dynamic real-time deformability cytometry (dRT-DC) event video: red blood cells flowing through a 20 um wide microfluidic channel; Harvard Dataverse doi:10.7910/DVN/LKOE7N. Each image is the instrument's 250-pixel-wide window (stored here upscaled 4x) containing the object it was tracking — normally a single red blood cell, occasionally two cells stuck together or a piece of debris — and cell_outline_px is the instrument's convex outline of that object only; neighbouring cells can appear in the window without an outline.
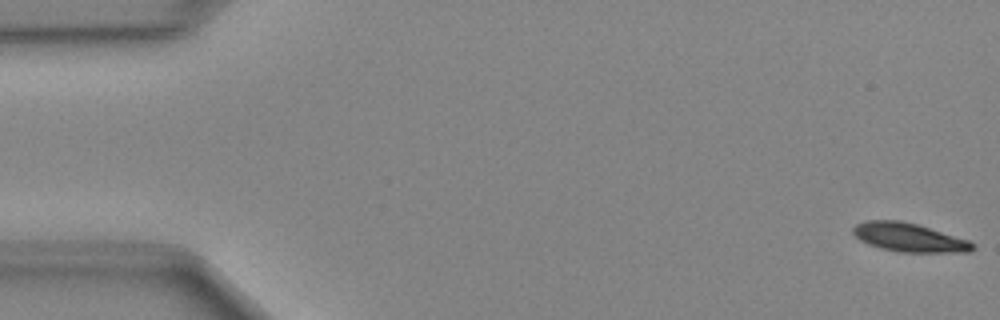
{"species": "Egyptian fruit bat (a non-hibernating species)", "species_latin": "Rousettus aegyptiacus", "temperature_condition": "cold", "stored_images_in_passage": 49, "camera_frame_rate_fps": 3000, "um_per_image_px": 0.085, "animal": {"sex": "female"}, "frame": {"image": 1, "passage_image": 1, "time_ms": 0.0, "image_size_px": [1000, 320], "cell_outline_px": [[976, 248], [972, 252], [900, 252], [880, 248], [868, 244], [860, 240], [852, 232], [852, 228], [856, 224], [868, 220], [900, 220], [916, 224], [968, 240], [976, 244]], "centroid_in_image_um": [77.28, 20.19], "position_along_channel_um": 7.7, "area_um2": 19.94}}
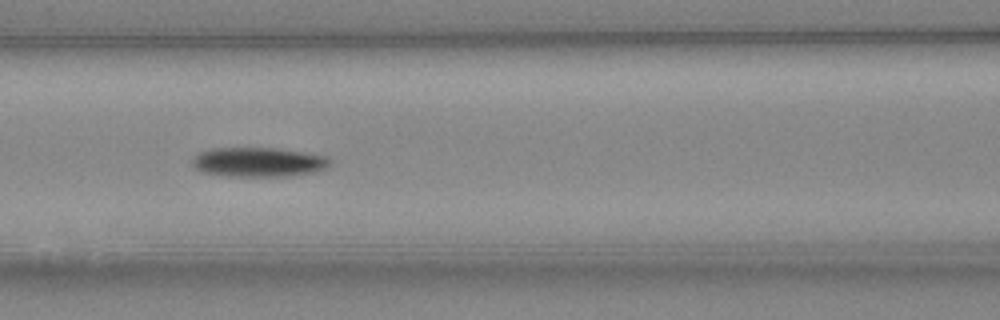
{"frame": {"image": 2, "passage_image": 21, "time_ms": 6.667, "image_size_px": [1000, 320], "cell_outline_px": [[332, 164], [316, 172], [292, 176], [228, 176], [204, 172], [196, 168], [192, 164], [192, 160], [200, 152], [212, 148], [280, 148], [328, 156], [332, 160]], "centroid_in_image_um": [22.04, 13.77], "position_along_channel_um": 144.6, "area_um2": 23.76}}
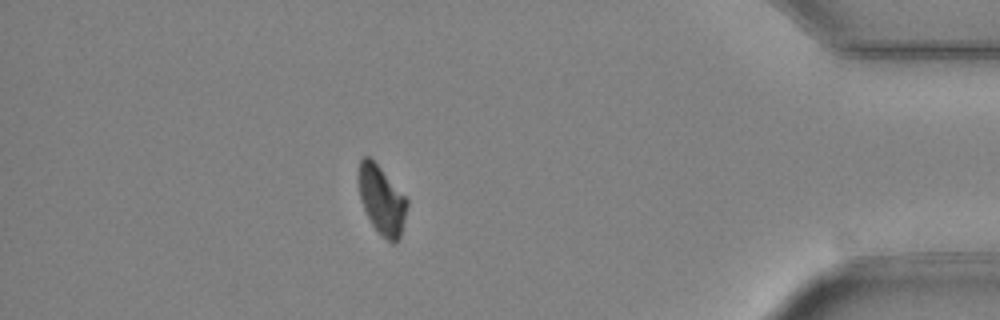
{"frame": {"image": 3, "passage_image": 43, "time_ms": 14.0, "image_size_px": [1000, 320], "cell_outline_px": [[408, 204], [400, 236], [396, 244], [392, 244], [372, 224], [360, 200], [360, 160], [364, 156], [368, 156], [380, 168], [408, 200]], "centroid_in_image_um": [32.47, 17.04], "position_along_channel_um": 402.7, "area_um2": 18.55}}